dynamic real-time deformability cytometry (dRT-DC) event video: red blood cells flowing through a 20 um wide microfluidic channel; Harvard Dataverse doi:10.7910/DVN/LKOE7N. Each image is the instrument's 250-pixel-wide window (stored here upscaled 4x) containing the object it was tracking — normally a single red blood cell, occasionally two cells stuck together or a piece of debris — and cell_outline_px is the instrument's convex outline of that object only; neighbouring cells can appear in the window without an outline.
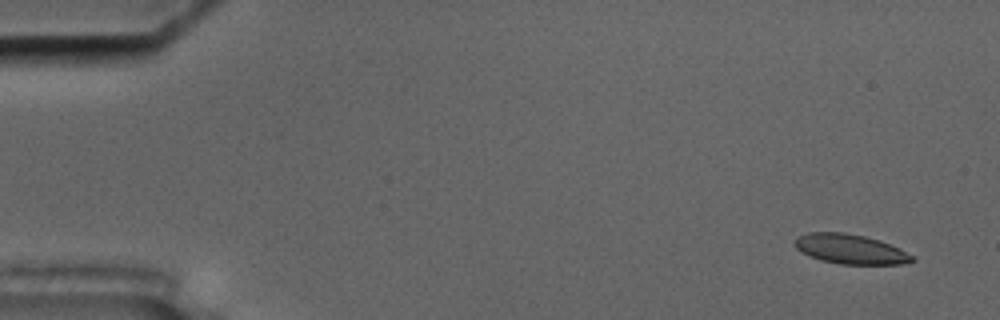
{"species": "common noctule bat (a hibernating species)", "species_latin": "Nyctalus noctula", "temperature_condition": "cold", "stored_images_in_passage": 57, "camera_frame_rate_fps": 3000, "um_per_image_px": 0.085, "animal": {"sex": "male", "body_mass_g": 17.5, "forearm_length_mm": 52.3}, "frame": {"image": 1, "passage_image": 3, "time_ms": 0.667, "image_size_px": [1000, 320], "cell_outline_px": [[916, 260], [900, 264], [840, 264], [820, 260], [800, 252], [792, 244], [792, 240], [796, 236], [808, 232], [844, 232], [864, 236], [880, 240], [916, 256]], "centroid_in_image_um": [72.23, 21.16], "position_along_channel_um": 12.8, "area_um2": 20.58}}
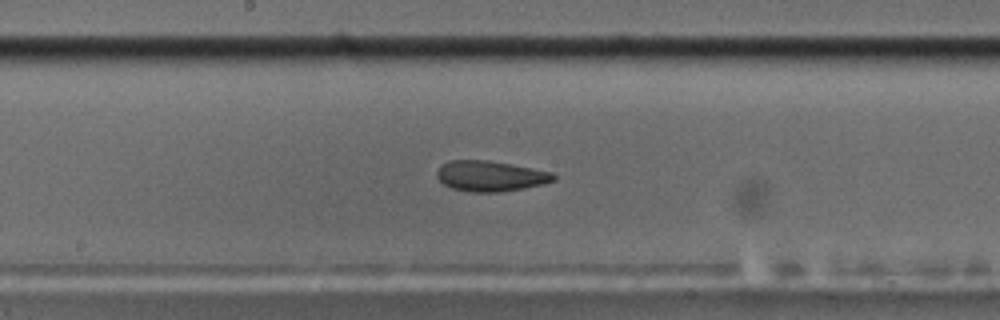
{"frame": {"image": 2, "passage_image": 30, "time_ms": 9.667, "image_size_px": [1000, 320], "cell_outline_px": [[556, 180], [544, 184], [524, 188], [500, 192], [472, 192], [452, 188], [444, 184], [436, 176], [436, 172], [448, 160], [488, 160], [532, 168], [552, 172], [556, 176]], "centroid_in_image_um": [41.71, 14.97], "position_along_channel_um": 206.5, "area_um2": 20.69}}
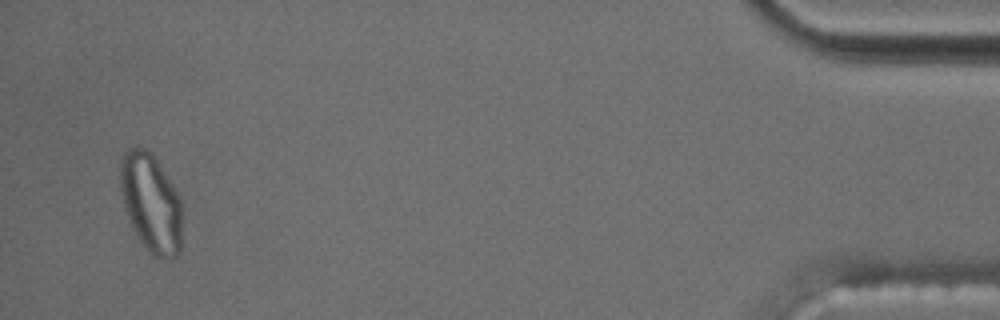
{"frame": {"image": 3, "passage_image": 55, "time_ms": 18.0, "image_size_px": [1000, 320], "cell_outline_px": [[180, 252], [176, 256], [168, 260], [164, 260], [152, 256], [140, 240], [132, 228], [124, 208], [120, 196], [120, 160], [124, 152], [128, 148], [136, 144], [152, 152], [156, 156], [172, 184], [180, 200]], "centroid_in_image_um": [12.79, 17.21], "position_along_channel_um": 422.4, "area_um2": 36.01}, "authors_computed_cell_mechanics": {"area_um2": 21.1548, "velocity_mm_per_s": 3.5264, "shape_relaxation_time_tau1_ms": null, "shape_relaxation_time_tau2_ms": 1.5075, "deformation_change_tau1": null, "deformation_change_tau2": 0.0757}}